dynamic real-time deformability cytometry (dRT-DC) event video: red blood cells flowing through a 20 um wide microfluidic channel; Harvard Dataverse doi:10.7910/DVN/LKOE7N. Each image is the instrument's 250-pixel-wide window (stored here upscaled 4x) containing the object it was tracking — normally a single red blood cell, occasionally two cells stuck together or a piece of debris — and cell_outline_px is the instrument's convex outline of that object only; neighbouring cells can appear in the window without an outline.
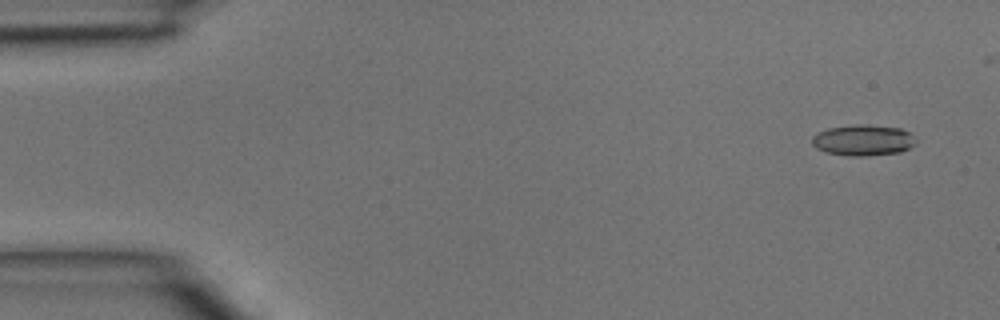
{"species": "common noctule bat (a hibernating species)", "species_latin": "Nyctalus noctula", "temperature_condition": "room temperature", "stored_images_in_passage": 6, "camera_frame_rate_fps": 3000, "um_per_image_px": 0.085, "animal": {"sex": "male", "body_mass_g": 15.6}, "frame": {"image": 1, "passage_image": 1, "time_ms": 0.0, "image_size_px": [1000, 320], "cell_outline_px": [[916, 144], [900, 152], [864, 156], [848, 156], [828, 152], [816, 148], [812, 144], [812, 136], [816, 132], [828, 128], [852, 124], [864, 124], [900, 128], [908, 132], [916, 140]], "centroid_in_image_um": [73.34, 11.91], "position_along_channel_um": 11.7, "area_um2": 18.79}}
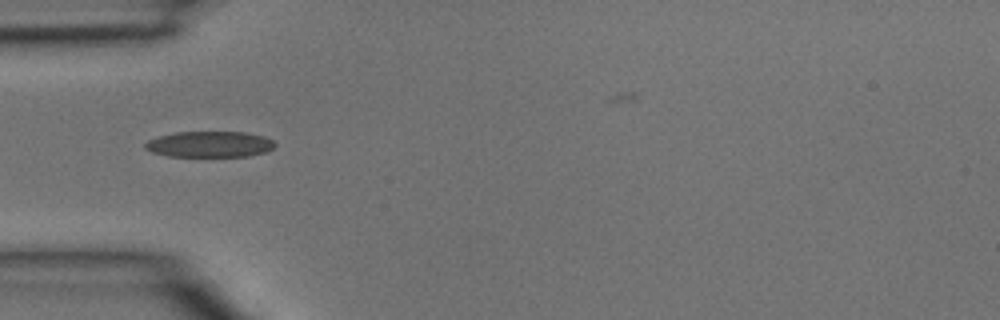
{"frame": {"image": 2, "passage_image": 4, "time_ms": 1.0, "image_size_px": [1000, 320], "cell_outline_px": [[276, 144], [268, 152], [248, 156], [168, 156], [152, 152], [144, 148], [144, 144], [148, 140], [160, 136], [176, 132], [244, 132], [264, 136], [272, 140]], "centroid_in_image_um": [17.83, 12.26], "position_along_channel_um": 67.2, "area_um2": 19.59}}